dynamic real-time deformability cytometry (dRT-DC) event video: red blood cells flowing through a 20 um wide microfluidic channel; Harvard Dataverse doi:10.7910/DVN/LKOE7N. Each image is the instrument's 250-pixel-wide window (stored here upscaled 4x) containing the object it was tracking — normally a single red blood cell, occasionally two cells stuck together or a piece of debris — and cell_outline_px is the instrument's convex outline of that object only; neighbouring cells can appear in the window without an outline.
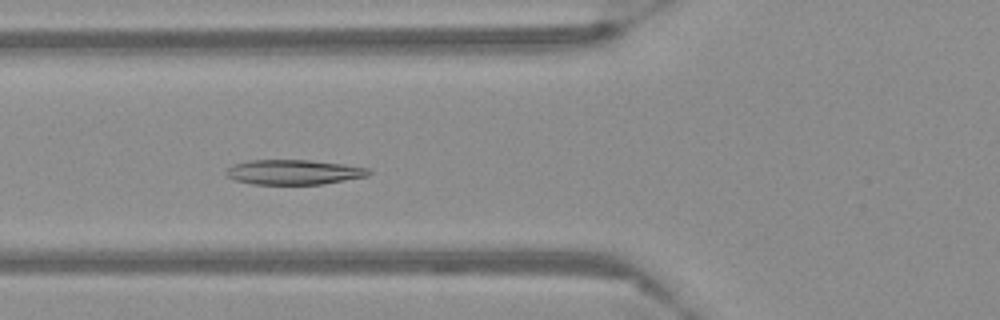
{"species": "Egyptian fruit bat (a non-hibernating species)", "species_latin": "Rousettus aegyptiacus", "temperature_condition": "warm", "stored_images_in_passage": 58, "camera_frame_rate_fps": 3000, "um_per_image_px": 0.085, "frame": {"image": 1, "passage_image": 23, "time_ms": 7.333, "image_size_px": [1000, 320], "cell_outline_px": [[372, 172], [368, 176], [324, 184], [252, 184], [236, 180], [228, 176], [224, 172], [232, 164], [248, 160], [312, 160], [344, 164], [368, 168]], "centroid_in_image_um": [24.98, 14.62], "position_along_channel_um": 100.8, "area_um2": 20.75}}
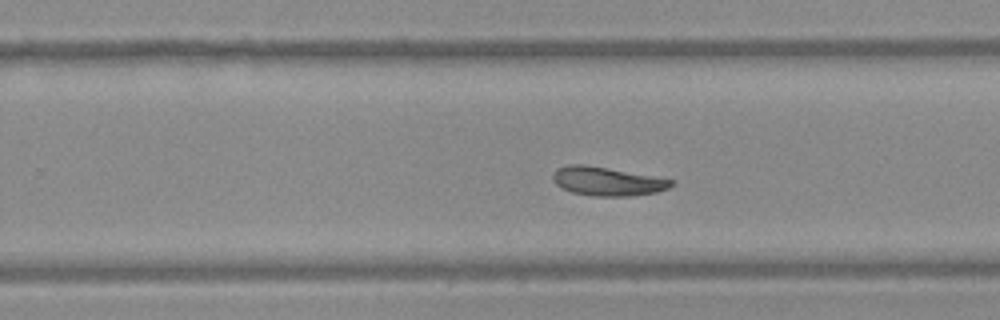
{"frame": {"image": 2, "passage_image": 38, "time_ms": 12.333, "image_size_px": [1000, 320], "cell_outline_px": [[672, 184], [668, 188], [656, 192], [632, 196], [592, 196], [572, 192], [560, 188], [552, 180], [552, 176], [556, 168], [568, 164], [584, 164], [652, 176], [672, 180]], "centroid_in_image_um": [51.53, 15.41], "position_along_channel_um": 278.3, "area_um2": 19.71}}
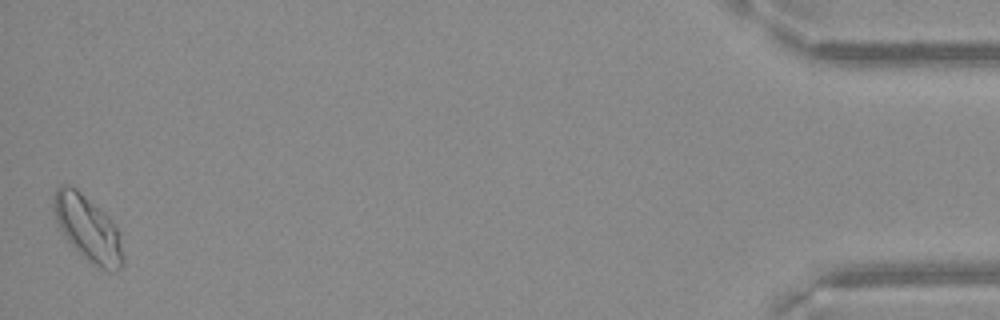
{"frame": {"image": 3, "passage_image": 58, "time_ms": 19.0, "image_size_px": [1000, 320], "cell_outline_px": [[124, 264], [120, 268], [112, 272], [108, 272], [92, 264], [80, 256], [56, 224], [52, 208], [52, 196], [56, 188], [60, 184], [68, 184], [76, 188], [104, 212], [116, 228], [120, 236], [124, 256]], "centroid_in_image_um": [7.44, 19.43], "position_along_channel_um": 427.8, "area_um2": 26.88}}